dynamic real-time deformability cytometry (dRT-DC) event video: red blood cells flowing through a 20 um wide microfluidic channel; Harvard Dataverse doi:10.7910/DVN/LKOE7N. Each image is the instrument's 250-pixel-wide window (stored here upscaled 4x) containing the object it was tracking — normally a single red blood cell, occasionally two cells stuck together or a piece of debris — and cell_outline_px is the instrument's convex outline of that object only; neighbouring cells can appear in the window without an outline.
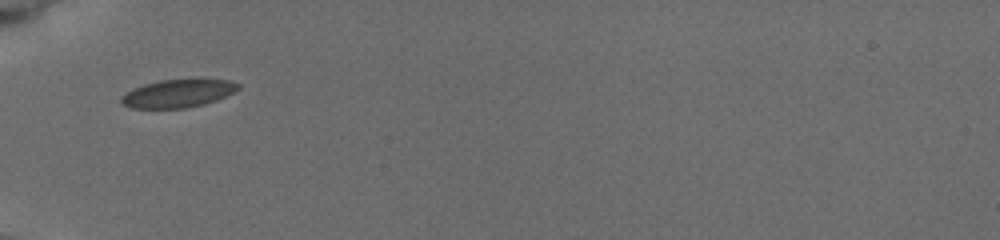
{"species": "common noctule bat (a hibernating species)", "species_latin": "Nyctalus noctula", "temperature_condition": "cold", "stored_images_in_passage": 2, "camera_frame_rate_fps": 3000, "um_per_image_px": 0.085, "animal": {"sex": "female", "body_mass_g": 19.5, "forearm_length_mm": 54.1}, "frame": {"image": 1, "passage_image": 1, "time_ms": 0.0, "image_size_px": [1000, 240], "cell_outline_px": [[240, 88], [216, 100], [204, 104], [184, 108], [132, 108], [120, 104], [120, 96], [132, 88], [144, 84], [160, 80], [200, 76], [228, 80], [240, 84]], "centroid_in_image_um": [15.13, 7.89], "position_along_channel_um": 69.9, "area_um2": 19.88}}
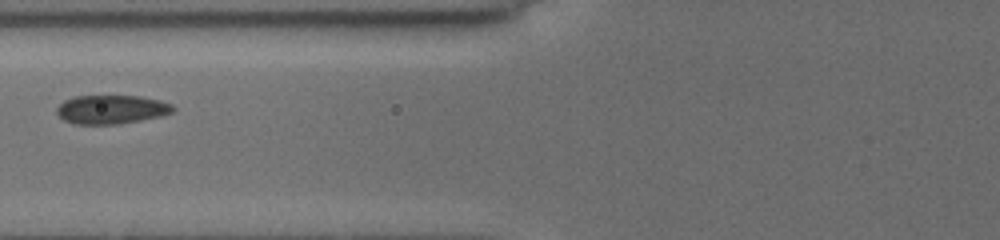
{"frame": {"image": 2, "passage_image": 2, "time_ms": 1.333, "image_size_px": [1000, 240], "cell_outline_px": [[176, 108], [172, 112], [160, 116], [140, 120], [116, 124], [76, 124], [64, 120], [56, 112], [56, 108], [64, 100], [72, 96], [140, 96], [160, 100], [172, 104]], "centroid_in_image_um": [9.46, 9.29], "position_along_channel_um": 116.3, "area_um2": 19.48}}